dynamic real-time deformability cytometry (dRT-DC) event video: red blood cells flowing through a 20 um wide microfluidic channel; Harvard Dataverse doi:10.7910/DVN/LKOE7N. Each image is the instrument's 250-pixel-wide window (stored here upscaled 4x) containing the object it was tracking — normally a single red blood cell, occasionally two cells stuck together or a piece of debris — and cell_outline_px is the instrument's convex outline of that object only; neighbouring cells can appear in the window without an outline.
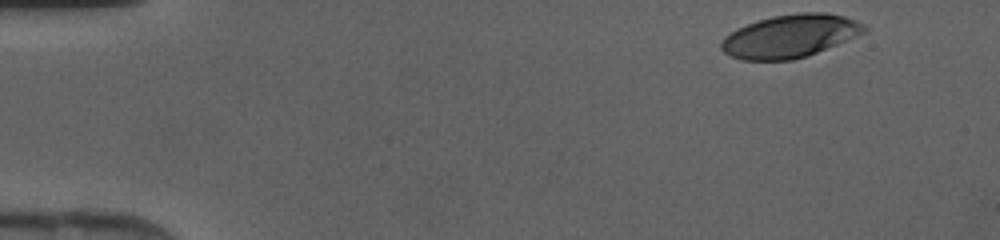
{"species": "human", "species_latin": "Homo sapiens", "temperature_condition": "cold", "stored_images_in_passage": 35, "camera_frame_rate_fps": 3000, "um_per_image_px": 0.085, "donor": {"sex": "female"}, "frame": {"image": 1, "passage_image": 1, "time_ms": 0.0, "image_size_px": [1000, 240], "cell_outline_px": [[868, 32], [816, 52], [792, 60], [740, 60], [728, 56], [720, 48], [720, 44], [724, 36], [736, 28], [772, 16], [800, 12], [828, 12], [844, 16], [856, 20], [864, 24], [868, 28]], "centroid_in_image_um": [67.15, 3.06], "position_along_channel_um": 17.8, "area_um2": 35.95}}
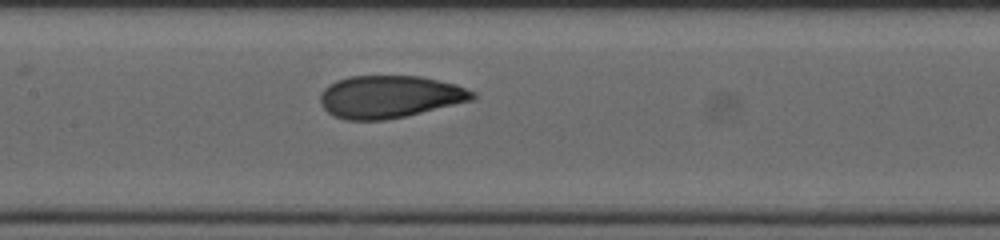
{"frame": {"image": 2, "passage_image": 19, "time_ms": 6.0, "image_size_px": [1000, 240], "cell_outline_px": [[476, 96], [472, 100], [404, 116], [384, 120], [344, 120], [328, 112], [320, 104], [320, 92], [324, 88], [336, 80], [352, 76], [420, 76], [456, 84], [476, 92]], "centroid_in_image_um": [33.1, 8.21], "position_along_channel_um": 174.3, "area_um2": 37.51}}
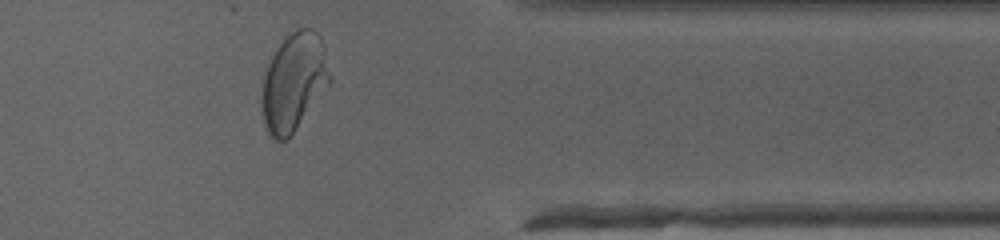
{"frame": {"image": 3, "passage_image": 34, "time_ms": 11.0, "image_size_px": [1000, 240], "cell_outline_px": [[332, 80], [292, 132], [284, 140], [276, 140], [268, 136], [264, 120], [264, 76], [268, 64], [272, 56], [280, 44], [296, 28], [312, 28], [320, 36], [324, 44]], "centroid_in_image_um": [25.02, 6.91], "position_along_channel_um": 386.4, "area_um2": 37.63}}